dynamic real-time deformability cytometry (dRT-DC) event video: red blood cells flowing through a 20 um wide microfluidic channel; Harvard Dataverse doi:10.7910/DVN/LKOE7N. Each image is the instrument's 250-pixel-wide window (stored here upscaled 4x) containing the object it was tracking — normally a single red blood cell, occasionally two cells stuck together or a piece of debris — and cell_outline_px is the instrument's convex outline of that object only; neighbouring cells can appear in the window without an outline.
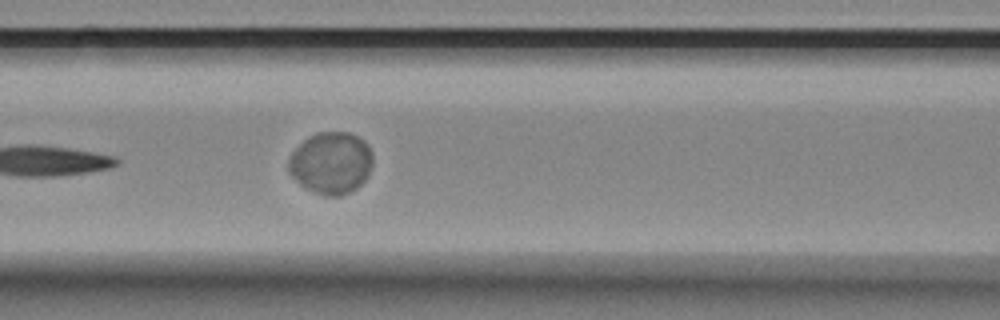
{"species": "Egyptian fruit bat (a non-hibernating species)", "species_latin": "Rousettus aegyptiacus", "temperature_condition": "room temperature", "stored_images_in_passage": 6, "camera_frame_rate_fps": 3000, "um_per_image_px": 0.085, "animal": {"sex": "female"}, "frame": {"image": 1, "passage_image": 6, "time_ms": 5.667, "image_size_px": [1000, 320], "cell_outline_px": [[372, 164], [368, 176], [356, 188], [340, 196], [324, 196], [304, 188], [288, 172], [288, 160], [292, 152], [308, 136], [316, 132], [348, 132], [364, 140], [368, 144], [372, 156]], "centroid_in_image_um": [28.12, 13.85], "position_along_channel_um": 138.5, "area_um2": 30.52}}